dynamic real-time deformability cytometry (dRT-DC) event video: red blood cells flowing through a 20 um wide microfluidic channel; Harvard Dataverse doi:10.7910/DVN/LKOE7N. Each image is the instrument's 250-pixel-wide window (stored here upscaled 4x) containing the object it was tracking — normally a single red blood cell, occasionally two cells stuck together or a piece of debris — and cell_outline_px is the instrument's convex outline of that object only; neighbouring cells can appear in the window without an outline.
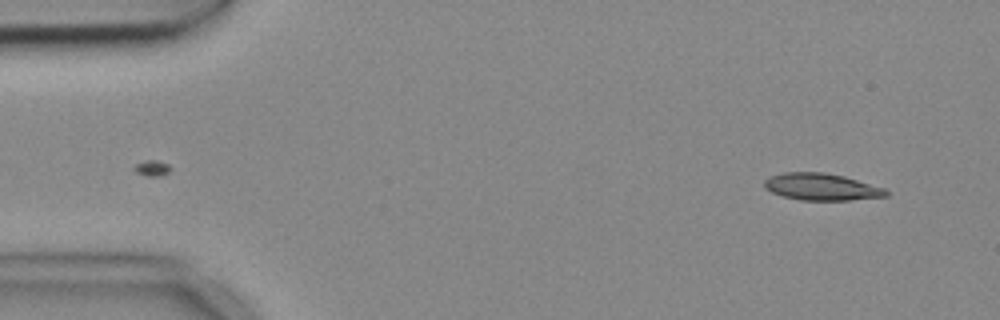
{"species": "common noctule bat (a hibernating species)", "species_latin": "Nyctalus noctula", "temperature_condition": "cold", "stored_images_in_passage": 3, "camera_frame_rate_fps": 3000, "um_per_image_px": 0.085, "animal": {"sex": "female", "body_mass_g": 18.4}, "frame": {"image": 1, "passage_image": 3, "time_ms": 0.667, "image_size_px": [1000, 320], "cell_outline_px": [[888, 196], [848, 200], [800, 200], [784, 196], [772, 192], [764, 188], [764, 180], [772, 176], [784, 172], [824, 172], [844, 176], [884, 188], [888, 192]], "centroid_in_image_um": [69.82, 15.88], "position_along_channel_um": 15.2, "area_um2": 18.96}}